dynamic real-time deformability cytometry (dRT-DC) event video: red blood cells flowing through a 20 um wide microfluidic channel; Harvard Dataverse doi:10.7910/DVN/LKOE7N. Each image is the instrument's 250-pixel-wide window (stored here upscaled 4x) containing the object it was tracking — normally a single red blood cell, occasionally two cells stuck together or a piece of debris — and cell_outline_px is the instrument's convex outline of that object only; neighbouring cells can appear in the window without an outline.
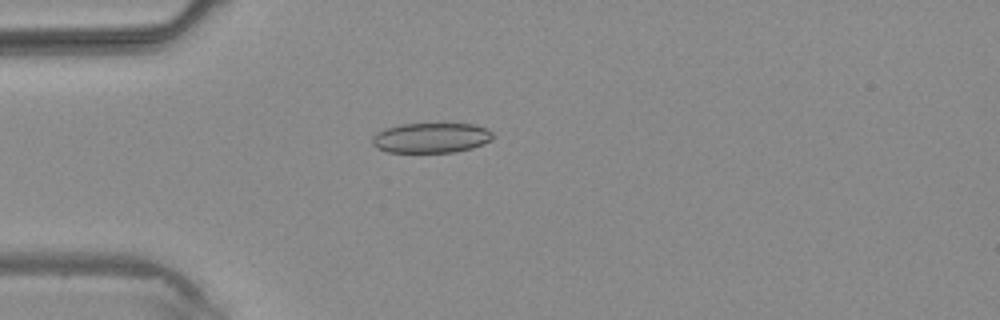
{"species": "common noctule bat (a hibernating species)", "species_latin": "Nyctalus noctula", "temperature_condition": "warm", "stored_images_in_passage": 3, "camera_frame_rate_fps": 3000, "um_per_image_px": 0.085, "animal": {"sex": "male", "body_mass_g": 20.4}, "frame": {"image": 1, "passage_image": 3, "time_ms": 2.333, "image_size_px": [1000, 320], "cell_outline_px": [[496, 136], [492, 140], [472, 148], [456, 152], [388, 152], [376, 148], [372, 144], [372, 136], [384, 128], [404, 124], [476, 124], [488, 128]], "centroid_in_image_um": [36.68, 11.71], "position_along_channel_um": 48.3, "area_um2": 21.33}}